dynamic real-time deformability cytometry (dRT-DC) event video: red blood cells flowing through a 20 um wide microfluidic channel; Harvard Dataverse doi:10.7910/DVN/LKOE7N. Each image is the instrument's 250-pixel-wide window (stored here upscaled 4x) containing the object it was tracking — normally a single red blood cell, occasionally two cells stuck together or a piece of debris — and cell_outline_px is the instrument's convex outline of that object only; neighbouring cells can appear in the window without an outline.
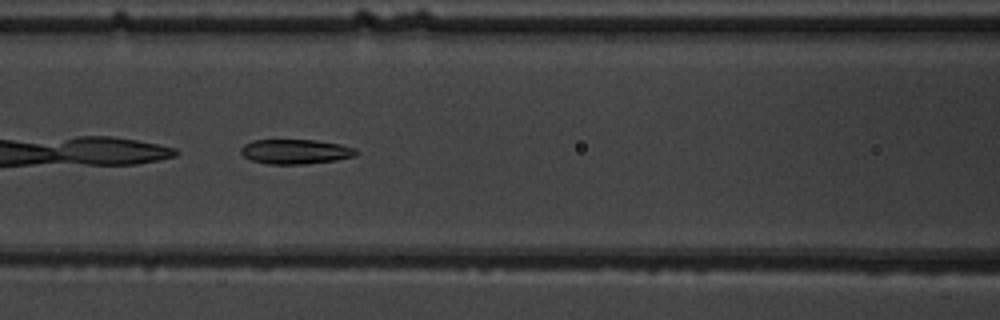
{"species": "common noctule bat (a hibernating species)", "species_latin": "Nyctalus noctula", "temperature_condition": "warm", "stored_images_in_passage": 8, "camera_frame_rate_fps": 3000, "um_per_image_px": 0.085, "animal": {"sex": "male", "body_mass_g": 19.5, "forearm_length_mm": 54.6}, "frame": {"image": 1, "passage_image": 6, "time_ms": 6.333, "image_size_px": [1000, 320], "cell_outline_px": [[360, 152], [356, 156], [336, 160], [304, 164], [268, 164], [252, 160], [244, 156], [240, 152], [240, 148], [244, 144], [252, 140], [312, 140], [340, 144], [356, 148]], "centroid_in_image_um": [25.14, 12.88], "position_along_channel_um": 141.5, "area_um2": 16.65}}
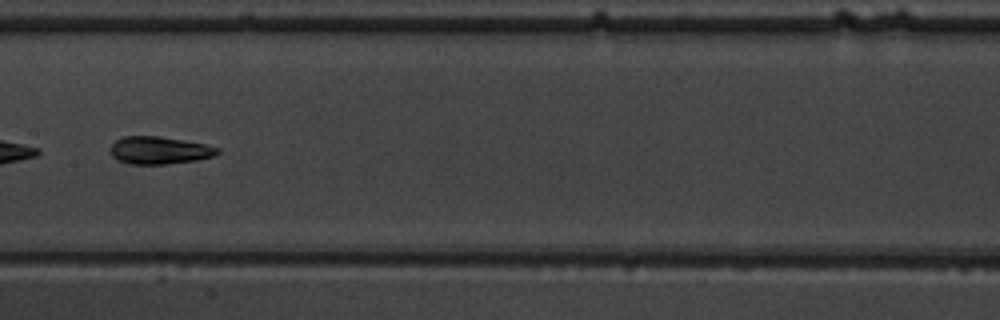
{"frame": {"image": 2, "passage_image": 7, "time_ms": 7.667, "image_size_px": [1000, 320], "cell_outline_px": [[220, 152], [212, 156], [196, 160], [168, 164], [128, 164], [116, 160], [112, 156], [108, 148], [116, 140], [124, 136], [156, 136], [184, 140], [204, 144], [220, 148]], "centroid_in_image_um": [13.5, 12.78], "position_along_channel_um": 193.9, "area_um2": 17.28}}
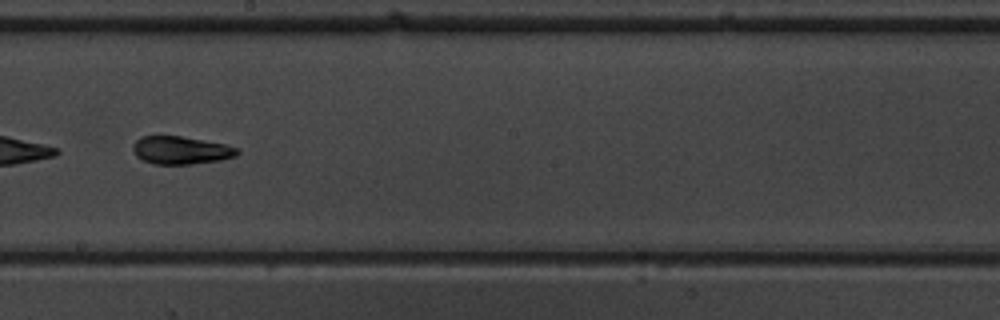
{"frame": {"image": 3, "passage_image": 8, "time_ms": 8.667, "image_size_px": [1000, 320], "cell_outline_px": [[240, 152], [236, 156], [220, 160], [192, 164], [152, 164], [136, 156], [132, 148], [132, 144], [140, 136], [180, 136], [224, 144], [240, 148]], "centroid_in_image_um": [15.37, 12.77], "position_along_channel_um": 232.8, "area_um2": 16.99}}